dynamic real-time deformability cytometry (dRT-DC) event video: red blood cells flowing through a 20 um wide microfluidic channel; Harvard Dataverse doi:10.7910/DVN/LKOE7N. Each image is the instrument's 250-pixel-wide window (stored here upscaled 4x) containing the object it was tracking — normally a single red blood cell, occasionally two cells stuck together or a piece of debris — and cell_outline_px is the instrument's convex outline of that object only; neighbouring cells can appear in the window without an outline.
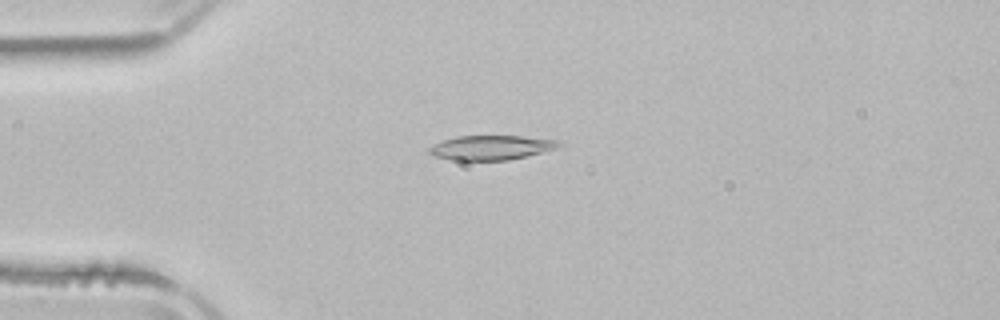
{"species": "common noctule bat (a hibernating species)", "species_latin": "Nyctalus noctula", "temperature_condition": "room temperature", "stored_images_in_passage": 38, "camera_frame_rate_fps": 3000, "um_per_image_px": 0.085, "animal": {"sex": "male", "body_mass_g": 21.5, "forearm_length_mm": 52.0}, "frame": {"image": 1, "passage_image": 2, "time_ms": 0.333, "image_size_px": [1000, 320], "cell_outline_px": [[564, 144], [556, 148], [508, 160], [452, 160], [432, 156], [428, 152], [428, 148], [444, 140], [456, 136], [520, 136], [564, 140]], "centroid_in_image_um": [41.77, 12.54], "position_along_channel_um": 43.2, "area_um2": 18.5}}
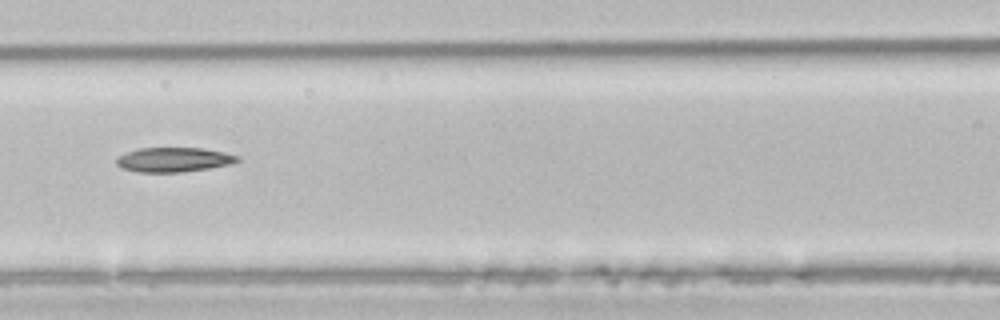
{"frame": {"image": 2, "passage_image": 12, "time_ms": 3.667, "image_size_px": [1000, 320], "cell_outline_px": [[240, 160], [228, 164], [208, 168], [180, 172], [140, 172], [120, 168], [116, 164], [116, 160], [120, 156], [128, 152], [140, 148], [204, 148], [224, 152], [240, 156]], "centroid_in_image_um": [14.77, 13.57], "position_along_channel_um": 151.8, "area_um2": 17.11}}
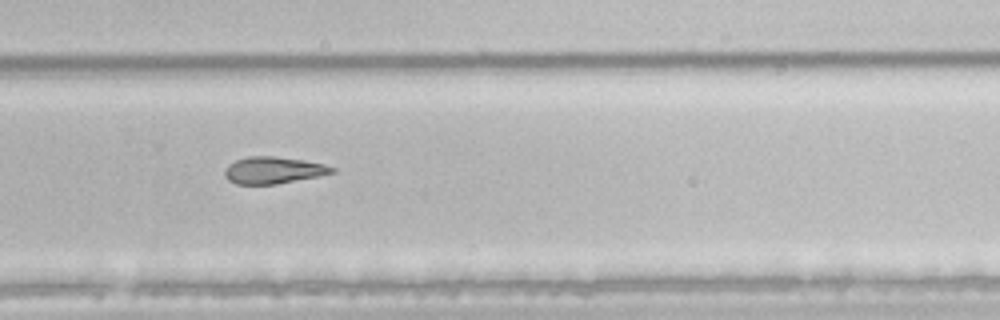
{"frame": {"image": 3, "passage_image": 24, "time_ms": 7.667, "image_size_px": [1000, 320], "cell_outline_px": [[336, 172], [276, 184], [236, 184], [228, 180], [224, 176], [224, 172], [228, 164], [236, 160], [248, 156], [272, 156], [304, 160], [324, 164], [336, 168]], "centroid_in_image_um": [23.21, 14.46], "position_along_channel_um": 306.6, "area_um2": 16.7}}